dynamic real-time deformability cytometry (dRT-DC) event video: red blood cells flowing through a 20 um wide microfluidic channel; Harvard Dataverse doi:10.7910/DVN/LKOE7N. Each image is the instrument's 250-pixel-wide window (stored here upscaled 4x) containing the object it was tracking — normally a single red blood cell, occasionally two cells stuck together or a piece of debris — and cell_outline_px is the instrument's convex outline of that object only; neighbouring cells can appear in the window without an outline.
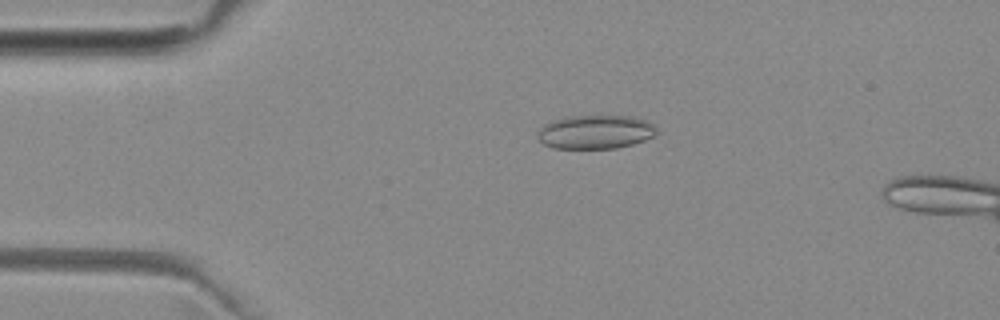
{"species": "common noctule bat (a hibernating species)", "species_latin": "Nyctalus noctula", "temperature_condition": "room temperature", "stored_images_in_passage": 36, "camera_frame_rate_fps": 3000, "um_per_image_px": 0.085, "animal": {"sex": "female", "body_mass_g": 29.2, "forearm_length_mm": 56.3}, "frame": {"image": 1, "passage_image": 3, "time_ms": 0.667, "image_size_px": [1000, 320], "cell_outline_px": [[656, 132], [652, 136], [644, 140], [632, 144], [616, 148], [552, 148], [544, 144], [536, 136], [544, 124], [568, 116], [628, 116], [648, 120], [656, 128]], "centroid_in_image_um": [50.61, 11.22], "position_along_channel_um": 34.4, "area_um2": 23.18}}
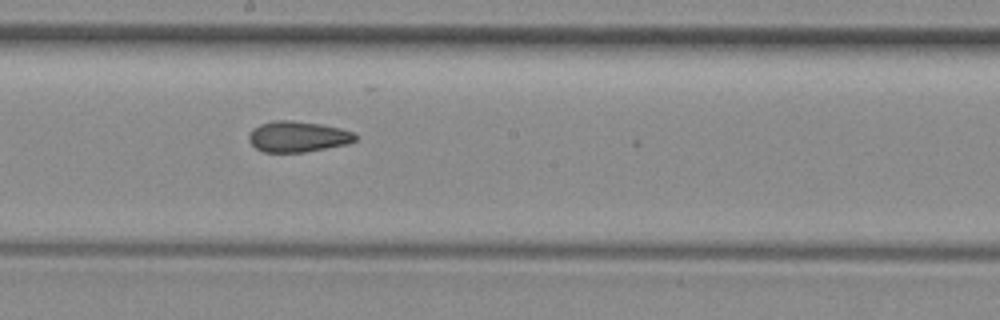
{"frame": {"image": 2, "passage_image": 20, "time_ms": 6.333, "image_size_px": [1000, 320], "cell_outline_px": [[356, 140], [348, 144], [304, 152], [264, 152], [256, 148], [248, 140], [248, 136], [252, 128], [260, 124], [276, 120], [292, 120], [320, 124], [340, 128], [352, 132], [356, 136]], "centroid_in_image_um": [25.29, 11.61], "position_along_channel_um": 222.9, "area_um2": 19.07}}
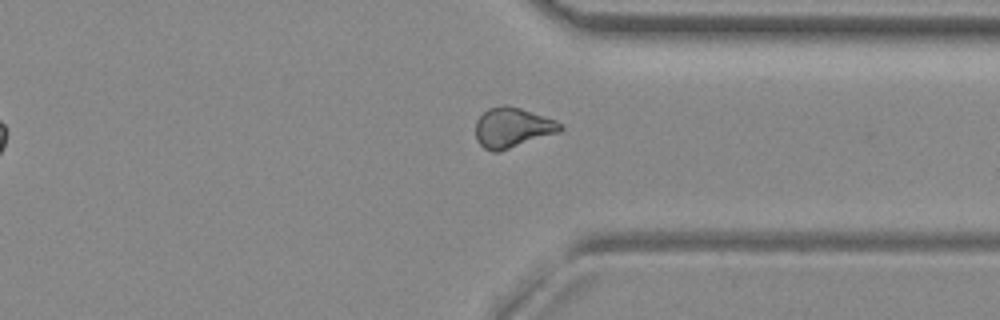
{"frame": {"image": 3, "passage_image": 31, "time_ms": 10.0, "image_size_px": [1000, 320], "cell_outline_px": [[564, 128], [560, 132], [500, 152], [492, 152], [484, 148], [476, 140], [476, 120], [488, 108], [504, 104], [508, 104], [556, 120]], "centroid_in_image_um": [43.55, 10.85], "position_along_channel_um": 367.9, "area_um2": 19.94}, "authors_computed_cell_mechanics": {"area_um2": 19.3052, "velocity_mm_per_s": 3.9948, "shape_relaxation_time_tau1_ms": null, "shape_relaxation_time_tau2_ms": 2.3143, "deformation_change_tau1": null, "deformation_change_tau2": 0.0836}}